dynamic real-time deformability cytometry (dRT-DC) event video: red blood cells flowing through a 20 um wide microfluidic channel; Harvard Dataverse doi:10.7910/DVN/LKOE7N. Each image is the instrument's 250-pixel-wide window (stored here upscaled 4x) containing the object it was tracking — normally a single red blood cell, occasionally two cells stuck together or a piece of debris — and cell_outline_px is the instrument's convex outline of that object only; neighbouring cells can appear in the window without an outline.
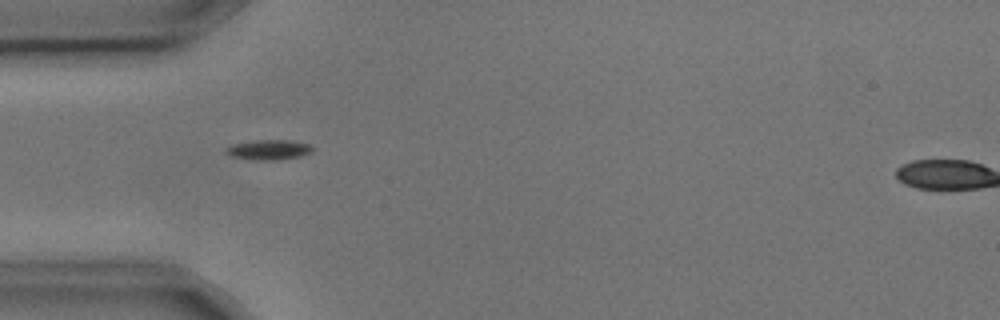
{"species": "common noctule bat (a hibernating species)", "species_latin": "Nyctalus noctula", "temperature_condition": "cold", "stored_images_in_passage": 10, "camera_frame_rate_fps": 3000, "um_per_image_px": 0.085, "animal": {"sex": "male", "body_mass_g": 17.9, "forearm_length_mm": 54.2}, "frame": {"image": 1, "passage_image": 2, "time_ms": 0.333, "image_size_px": [1000, 320], "cell_outline_px": [[312, 152], [300, 156], [280, 160], [256, 160], [232, 156], [224, 152], [224, 148], [232, 144], [252, 140], [292, 140], [308, 144], [312, 148]], "centroid_in_image_um": [22.81, 12.72], "position_along_channel_um": 62.2, "area_um2": 10.17}}
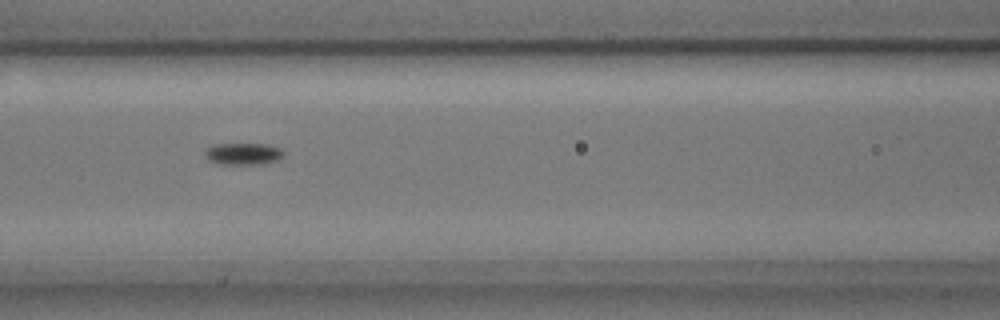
{"frame": {"image": 2, "passage_image": 4, "time_ms": 1.0, "image_size_px": [1000, 320], "cell_outline_px": [[284, 156], [276, 160], [264, 164], [216, 164], [208, 160], [204, 156], [204, 152], [208, 148], [216, 144], [268, 144], [280, 148], [284, 152]], "centroid_in_image_um": [20.67, 13.08], "position_along_channel_um": 145.9, "area_um2": 10.12}}
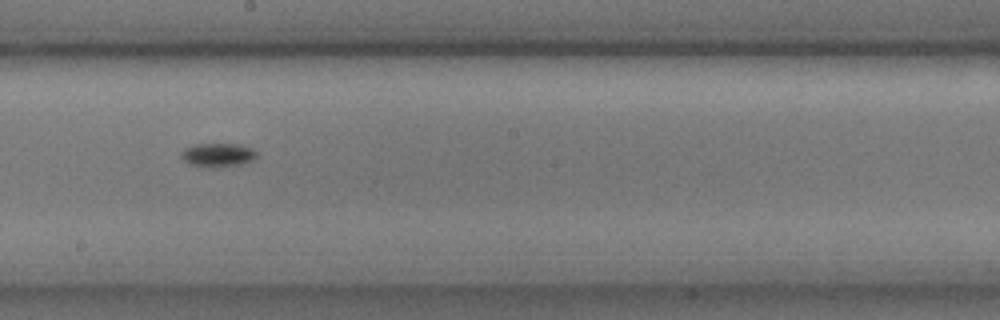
{"frame": {"image": 3, "passage_image": 6, "time_ms": 1.667, "image_size_px": [1000, 320], "cell_outline_px": [[256, 156], [252, 160], [240, 164], [216, 168], [204, 168], [188, 164], [180, 156], [180, 152], [184, 148], [196, 144], [240, 144], [252, 148], [256, 152]], "centroid_in_image_um": [18.46, 13.18], "position_along_channel_um": 229.7, "area_um2": 10.64}}